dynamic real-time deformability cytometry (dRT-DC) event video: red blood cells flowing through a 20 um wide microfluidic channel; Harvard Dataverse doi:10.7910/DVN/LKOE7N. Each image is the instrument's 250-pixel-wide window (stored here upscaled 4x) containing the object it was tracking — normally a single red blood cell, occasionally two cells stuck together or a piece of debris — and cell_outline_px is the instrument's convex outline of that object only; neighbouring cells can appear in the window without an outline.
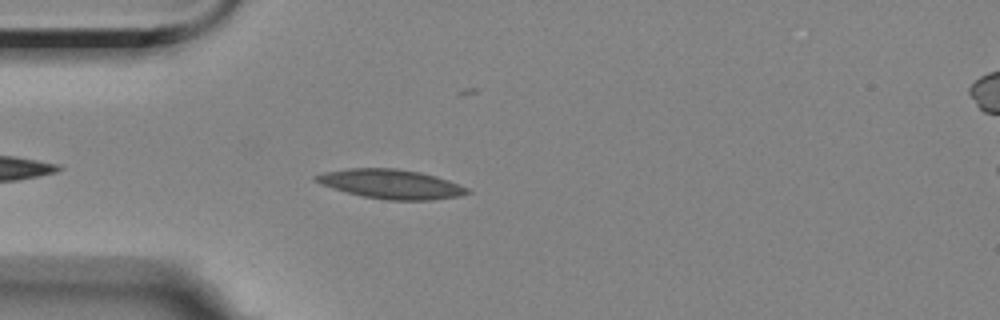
{"species": "Egyptian fruit bat (a non-hibernating species)", "species_latin": "Rousettus aegyptiacus", "temperature_condition": "room temperature", "stored_images_in_passage": 29, "camera_frame_rate_fps": 3000, "um_per_image_px": 0.085, "animal": {"sex": "female"}, "frame": {"image": 1, "passage_image": 4, "time_ms": 1.0, "image_size_px": [1000, 320], "cell_outline_px": [[472, 192], [460, 196], [428, 200], [388, 200], [360, 196], [332, 188], [320, 184], [312, 180], [312, 176], [324, 172], [348, 168], [396, 168], [420, 172], [436, 176], [448, 180], [468, 188]], "centroid_in_image_um": [33.19, 15.64], "position_along_channel_um": 51.8, "area_um2": 26.01}}
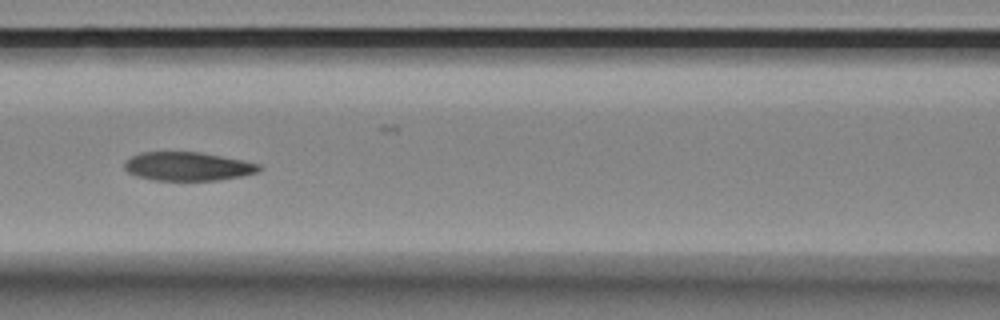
{"frame": {"image": 2, "passage_image": 13, "time_ms": 4.0, "image_size_px": [1000, 320], "cell_outline_px": [[260, 168], [256, 172], [240, 176], [216, 180], [156, 180], [136, 176], [128, 172], [124, 168], [124, 160], [140, 152], [200, 152], [260, 164]], "centroid_in_image_um": [15.88, 14.14], "position_along_channel_um": 150.7, "area_um2": 22.2}}
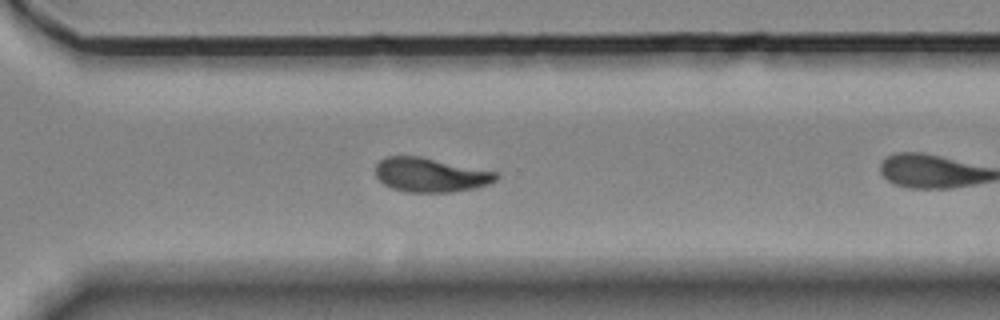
{"frame": {"image": 3, "passage_image": 25, "time_ms": 8.0, "image_size_px": [1000, 320], "cell_outline_px": [[500, 176], [496, 180], [488, 184], [472, 188], [452, 192], [404, 192], [392, 188], [384, 184], [376, 176], [376, 164], [380, 160], [388, 156], [420, 156], [496, 172]], "centroid_in_image_um": [36.57, 14.87], "position_along_channel_um": 334.0, "area_um2": 23.87}}